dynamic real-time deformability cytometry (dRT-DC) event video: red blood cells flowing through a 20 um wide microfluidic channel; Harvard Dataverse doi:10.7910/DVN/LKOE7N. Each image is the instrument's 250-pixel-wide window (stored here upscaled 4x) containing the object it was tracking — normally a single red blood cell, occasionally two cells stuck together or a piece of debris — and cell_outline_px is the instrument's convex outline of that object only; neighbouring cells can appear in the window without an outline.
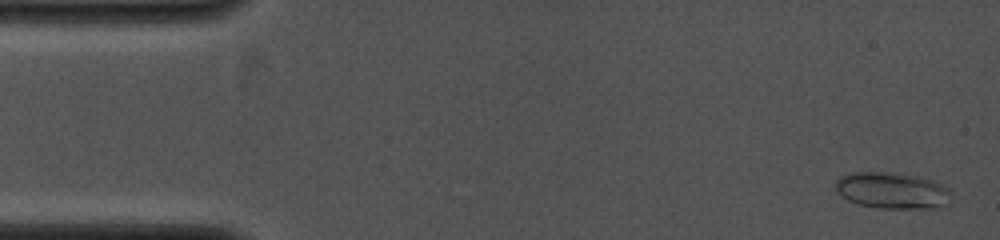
{"species": "common noctule bat (a hibernating species)", "species_latin": "Nyctalus noctula", "temperature_condition": "cold", "stored_images_in_passage": 41, "camera_frame_rate_fps": 4000, "um_per_image_px": 0.085, "animal": {"sex": "female", "body_mass_g": 19.0, "forearm_length_mm": 53.3}, "frame": {"image": 1, "passage_image": 2, "time_ms": 0.25, "image_size_px": [1000, 240], "cell_outline_px": [[952, 192], [948, 204], [940, 208], [876, 208], [860, 204], [848, 200], [840, 196], [836, 188], [836, 180], [840, 176], [852, 172], [888, 172], [916, 176], [932, 180], [948, 188]], "centroid_in_image_um": [75.85, 16.2], "position_along_channel_um": 9.2, "area_um2": 24.62}}
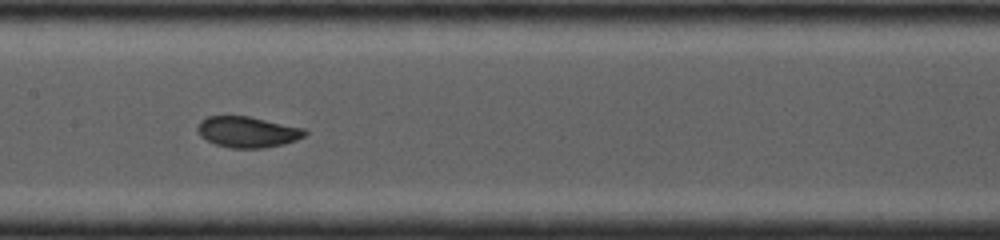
{"frame": {"image": 2, "passage_image": 22, "time_ms": 7.0, "image_size_px": [1000, 240], "cell_outline_px": [[308, 132], [304, 136], [296, 140], [284, 144], [264, 148], [228, 148], [216, 144], [200, 136], [196, 128], [200, 120], [208, 116], [248, 116], [304, 128]], "centroid_in_image_um": [21.03, 11.22], "position_along_channel_um": 186.4, "area_um2": 19.36}}
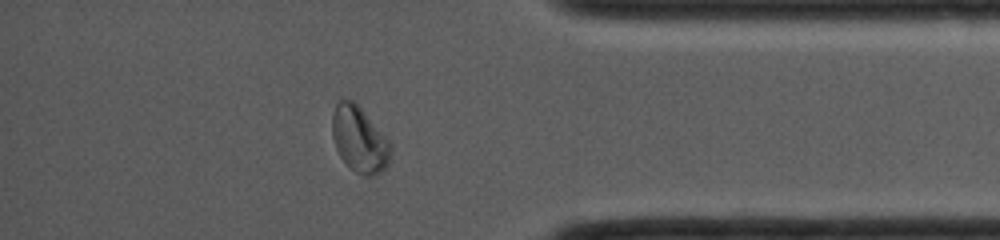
{"frame": {"image": 3, "passage_image": 37, "time_ms": 12.25, "image_size_px": [1000, 240], "cell_outline_px": [[392, 148], [388, 164], [380, 172], [372, 176], [364, 176], [356, 172], [340, 156], [336, 148], [332, 136], [332, 112], [336, 104], [340, 100], [352, 100], [360, 108], [392, 144]], "centroid_in_image_um": [30.54, 11.86], "position_along_channel_um": 404.7, "area_um2": 22.08}}